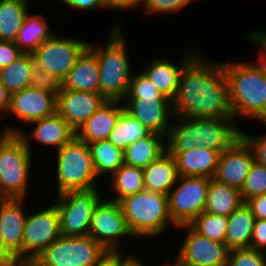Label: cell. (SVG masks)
<instances>
[{
    "instance_id": "cell-8",
    "label": "cell",
    "mask_w": 266,
    "mask_h": 266,
    "mask_svg": "<svg viewBox=\"0 0 266 266\" xmlns=\"http://www.w3.org/2000/svg\"><path fill=\"white\" fill-rule=\"evenodd\" d=\"M97 187L90 190L69 191L56 196V207L63 236L89 235L90 222L96 204L104 196Z\"/></svg>"
},
{
    "instance_id": "cell-46",
    "label": "cell",
    "mask_w": 266,
    "mask_h": 266,
    "mask_svg": "<svg viewBox=\"0 0 266 266\" xmlns=\"http://www.w3.org/2000/svg\"><path fill=\"white\" fill-rule=\"evenodd\" d=\"M62 2V5H66L67 8H73L76 11H92V10H101L103 8L102 0H59Z\"/></svg>"
},
{
    "instance_id": "cell-29",
    "label": "cell",
    "mask_w": 266,
    "mask_h": 266,
    "mask_svg": "<svg viewBox=\"0 0 266 266\" xmlns=\"http://www.w3.org/2000/svg\"><path fill=\"white\" fill-rule=\"evenodd\" d=\"M242 204L244 202L239 189L210 179L205 212L228 217Z\"/></svg>"
},
{
    "instance_id": "cell-17",
    "label": "cell",
    "mask_w": 266,
    "mask_h": 266,
    "mask_svg": "<svg viewBox=\"0 0 266 266\" xmlns=\"http://www.w3.org/2000/svg\"><path fill=\"white\" fill-rule=\"evenodd\" d=\"M254 162L251 148L240 138L220 154L213 179L241 190Z\"/></svg>"
},
{
    "instance_id": "cell-16",
    "label": "cell",
    "mask_w": 266,
    "mask_h": 266,
    "mask_svg": "<svg viewBox=\"0 0 266 266\" xmlns=\"http://www.w3.org/2000/svg\"><path fill=\"white\" fill-rule=\"evenodd\" d=\"M124 109L139 120L150 132L167 136L174 120L169 98L123 99Z\"/></svg>"
},
{
    "instance_id": "cell-21",
    "label": "cell",
    "mask_w": 266,
    "mask_h": 266,
    "mask_svg": "<svg viewBox=\"0 0 266 266\" xmlns=\"http://www.w3.org/2000/svg\"><path fill=\"white\" fill-rule=\"evenodd\" d=\"M27 199H11L0 212V235L5 247L16 257L23 259V234L27 212L23 206Z\"/></svg>"
},
{
    "instance_id": "cell-40",
    "label": "cell",
    "mask_w": 266,
    "mask_h": 266,
    "mask_svg": "<svg viewBox=\"0 0 266 266\" xmlns=\"http://www.w3.org/2000/svg\"><path fill=\"white\" fill-rule=\"evenodd\" d=\"M30 87L45 90L58 96L61 90V82L53 74L43 72L34 66L31 70Z\"/></svg>"
},
{
    "instance_id": "cell-20",
    "label": "cell",
    "mask_w": 266,
    "mask_h": 266,
    "mask_svg": "<svg viewBox=\"0 0 266 266\" xmlns=\"http://www.w3.org/2000/svg\"><path fill=\"white\" fill-rule=\"evenodd\" d=\"M32 124L34 127L29 134L24 129L18 133L30 151V144H32L30 142L33 141L41 146L46 145L49 148L52 146L58 151L76 136V131L57 112L33 121L28 126Z\"/></svg>"
},
{
    "instance_id": "cell-36",
    "label": "cell",
    "mask_w": 266,
    "mask_h": 266,
    "mask_svg": "<svg viewBox=\"0 0 266 266\" xmlns=\"http://www.w3.org/2000/svg\"><path fill=\"white\" fill-rule=\"evenodd\" d=\"M240 193L244 203L254 196L266 194L265 166L256 161L253 163Z\"/></svg>"
},
{
    "instance_id": "cell-28",
    "label": "cell",
    "mask_w": 266,
    "mask_h": 266,
    "mask_svg": "<svg viewBox=\"0 0 266 266\" xmlns=\"http://www.w3.org/2000/svg\"><path fill=\"white\" fill-rule=\"evenodd\" d=\"M254 222L255 216L246 203L228 216L226 246L229 250L251 248Z\"/></svg>"
},
{
    "instance_id": "cell-13",
    "label": "cell",
    "mask_w": 266,
    "mask_h": 266,
    "mask_svg": "<svg viewBox=\"0 0 266 266\" xmlns=\"http://www.w3.org/2000/svg\"><path fill=\"white\" fill-rule=\"evenodd\" d=\"M56 204L27 215L23 234V259H35L61 236Z\"/></svg>"
},
{
    "instance_id": "cell-47",
    "label": "cell",
    "mask_w": 266,
    "mask_h": 266,
    "mask_svg": "<svg viewBox=\"0 0 266 266\" xmlns=\"http://www.w3.org/2000/svg\"><path fill=\"white\" fill-rule=\"evenodd\" d=\"M245 203L251 209L255 219L266 220V194L254 196Z\"/></svg>"
},
{
    "instance_id": "cell-9",
    "label": "cell",
    "mask_w": 266,
    "mask_h": 266,
    "mask_svg": "<svg viewBox=\"0 0 266 266\" xmlns=\"http://www.w3.org/2000/svg\"><path fill=\"white\" fill-rule=\"evenodd\" d=\"M107 250L91 236L61 235L37 258L42 266H96Z\"/></svg>"
},
{
    "instance_id": "cell-55",
    "label": "cell",
    "mask_w": 266,
    "mask_h": 266,
    "mask_svg": "<svg viewBox=\"0 0 266 266\" xmlns=\"http://www.w3.org/2000/svg\"><path fill=\"white\" fill-rule=\"evenodd\" d=\"M256 121H260L263 123L262 125L266 126V104H265V110L264 112L256 119Z\"/></svg>"
},
{
    "instance_id": "cell-31",
    "label": "cell",
    "mask_w": 266,
    "mask_h": 266,
    "mask_svg": "<svg viewBox=\"0 0 266 266\" xmlns=\"http://www.w3.org/2000/svg\"><path fill=\"white\" fill-rule=\"evenodd\" d=\"M110 184L108 188L114 194L109 197L111 200L120 201L127 196L134 195L145 190L143 169L123 164L110 177ZM114 192V193H113Z\"/></svg>"
},
{
    "instance_id": "cell-48",
    "label": "cell",
    "mask_w": 266,
    "mask_h": 266,
    "mask_svg": "<svg viewBox=\"0 0 266 266\" xmlns=\"http://www.w3.org/2000/svg\"><path fill=\"white\" fill-rule=\"evenodd\" d=\"M145 0H102L103 8L112 9V10H128V9H137L139 6L144 4Z\"/></svg>"
},
{
    "instance_id": "cell-18",
    "label": "cell",
    "mask_w": 266,
    "mask_h": 266,
    "mask_svg": "<svg viewBox=\"0 0 266 266\" xmlns=\"http://www.w3.org/2000/svg\"><path fill=\"white\" fill-rule=\"evenodd\" d=\"M105 101L100 93L60 90L57 96V113L77 131Z\"/></svg>"
},
{
    "instance_id": "cell-6",
    "label": "cell",
    "mask_w": 266,
    "mask_h": 266,
    "mask_svg": "<svg viewBox=\"0 0 266 266\" xmlns=\"http://www.w3.org/2000/svg\"><path fill=\"white\" fill-rule=\"evenodd\" d=\"M57 195L69 191L90 190L99 180L89 145L76 136L56 151Z\"/></svg>"
},
{
    "instance_id": "cell-50",
    "label": "cell",
    "mask_w": 266,
    "mask_h": 266,
    "mask_svg": "<svg viewBox=\"0 0 266 266\" xmlns=\"http://www.w3.org/2000/svg\"><path fill=\"white\" fill-rule=\"evenodd\" d=\"M13 126L14 125H11L10 127V125L8 124V126L4 125V129L0 128V150L14 134H18L23 129L21 127L18 128L17 125L15 127Z\"/></svg>"
},
{
    "instance_id": "cell-1",
    "label": "cell",
    "mask_w": 266,
    "mask_h": 266,
    "mask_svg": "<svg viewBox=\"0 0 266 266\" xmlns=\"http://www.w3.org/2000/svg\"><path fill=\"white\" fill-rule=\"evenodd\" d=\"M198 53L183 69L172 101L174 117H232L223 62Z\"/></svg>"
},
{
    "instance_id": "cell-52",
    "label": "cell",
    "mask_w": 266,
    "mask_h": 266,
    "mask_svg": "<svg viewBox=\"0 0 266 266\" xmlns=\"http://www.w3.org/2000/svg\"><path fill=\"white\" fill-rule=\"evenodd\" d=\"M4 266H42L36 259L15 258L7 262Z\"/></svg>"
},
{
    "instance_id": "cell-37",
    "label": "cell",
    "mask_w": 266,
    "mask_h": 266,
    "mask_svg": "<svg viewBox=\"0 0 266 266\" xmlns=\"http://www.w3.org/2000/svg\"><path fill=\"white\" fill-rule=\"evenodd\" d=\"M144 98H167L153 84L151 80L140 71L135 76L132 74L129 91L124 99H144Z\"/></svg>"
},
{
    "instance_id": "cell-22",
    "label": "cell",
    "mask_w": 266,
    "mask_h": 266,
    "mask_svg": "<svg viewBox=\"0 0 266 266\" xmlns=\"http://www.w3.org/2000/svg\"><path fill=\"white\" fill-rule=\"evenodd\" d=\"M121 100H106L105 103L76 131V137L87 144L107 140L124 105ZM120 104V105H119Z\"/></svg>"
},
{
    "instance_id": "cell-39",
    "label": "cell",
    "mask_w": 266,
    "mask_h": 266,
    "mask_svg": "<svg viewBox=\"0 0 266 266\" xmlns=\"http://www.w3.org/2000/svg\"><path fill=\"white\" fill-rule=\"evenodd\" d=\"M195 1L197 0H145L142 8L145 15L149 17L158 14H176Z\"/></svg>"
},
{
    "instance_id": "cell-42",
    "label": "cell",
    "mask_w": 266,
    "mask_h": 266,
    "mask_svg": "<svg viewBox=\"0 0 266 266\" xmlns=\"http://www.w3.org/2000/svg\"><path fill=\"white\" fill-rule=\"evenodd\" d=\"M122 251H107L96 266H130L138 258L136 254H126Z\"/></svg>"
},
{
    "instance_id": "cell-19",
    "label": "cell",
    "mask_w": 266,
    "mask_h": 266,
    "mask_svg": "<svg viewBox=\"0 0 266 266\" xmlns=\"http://www.w3.org/2000/svg\"><path fill=\"white\" fill-rule=\"evenodd\" d=\"M194 49L192 45L190 49L185 50L183 52L184 55L179 59L181 62L177 61L178 64L176 62L173 63L167 57H162V59L156 57V59L145 65L141 71L164 96L173 101L178 91L180 76L184 67L199 53L197 47Z\"/></svg>"
},
{
    "instance_id": "cell-33",
    "label": "cell",
    "mask_w": 266,
    "mask_h": 266,
    "mask_svg": "<svg viewBox=\"0 0 266 266\" xmlns=\"http://www.w3.org/2000/svg\"><path fill=\"white\" fill-rule=\"evenodd\" d=\"M33 67L31 53H23L11 64L0 69V81L10 94L29 88Z\"/></svg>"
},
{
    "instance_id": "cell-5",
    "label": "cell",
    "mask_w": 266,
    "mask_h": 266,
    "mask_svg": "<svg viewBox=\"0 0 266 266\" xmlns=\"http://www.w3.org/2000/svg\"><path fill=\"white\" fill-rule=\"evenodd\" d=\"M119 204L135 239L161 236L170 223L177 228L170 218L165 194L144 190L121 199Z\"/></svg>"
},
{
    "instance_id": "cell-32",
    "label": "cell",
    "mask_w": 266,
    "mask_h": 266,
    "mask_svg": "<svg viewBox=\"0 0 266 266\" xmlns=\"http://www.w3.org/2000/svg\"><path fill=\"white\" fill-rule=\"evenodd\" d=\"M98 178L111 176L124 164V150L108 139L89 143Z\"/></svg>"
},
{
    "instance_id": "cell-3",
    "label": "cell",
    "mask_w": 266,
    "mask_h": 266,
    "mask_svg": "<svg viewBox=\"0 0 266 266\" xmlns=\"http://www.w3.org/2000/svg\"><path fill=\"white\" fill-rule=\"evenodd\" d=\"M223 68L229 83L232 117L256 120L265 110L266 69L254 62H226Z\"/></svg>"
},
{
    "instance_id": "cell-44",
    "label": "cell",
    "mask_w": 266,
    "mask_h": 266,
    "mask_svg": "<svg viewBox=\"0 0 266 266\" xmlns=\"http://www.w3.org/2000/svg\"><path fill=\"white\" fill-rule=\"evenodd\" d=\"M266 220L255 219L251 248L266 253Z\"/></svg>"
},
{
    "instance_id": "cell-43",
    "label": "cell",
    "mask_w": 266,
    "mask_h": 266,
    "mask_svg": "<svg viewBox=\"0 0 266 266\" xmlns=\"http://www.w3.org/2000/svg\"><path fill=\"white\" fill-rule=\"evenodd\" d=\"M23 52L12 41L0 40V69L18 59Z\"/></svg>"
},
{
    "instance_id": "cell-49",
    "label": "cell",
    "mask_w": 266,
    "mask_h": 266,
    "mask_svg": "<svg viewBox=\"0 0 266 266\" xmlns=\"http://www.w3.org/2000/svg\"><path fill=\"white\" fill-rule=\"evenodd\" d=\"M11 94L0 81V118L7 117Z\"/></svg>"
},
{
    "instance_id": "cell-45",
    "label": "cell",
    "mask_w": 266,
    "mask_h": 266,
    "mask_svg": "<svg viewBox=\"0 0 266 266\" xmlns=\"http://www.w3.org/2000/svg\"><path fill=\"white\" fill-rule=\"evenodd\" d=\"M259 30V31H258ZM251 31L246 37V40H250L251 43L253 42L254 45L258 46L260 50L258 59L255 60L264 68L266 69V31H262L260 29Z\"/></svg>"
},
{
    "instance_id": "cell-10",
    "label": "cell",
    "mask_w": 266,
    "mask_h": 266,
    "mask_svg": "<svg viewBox=\"0 0 266 266\" xmlns=\"http://www.w3.org/2000/svg\"><path fill=\"white\" fill-rule=\"evenodd\" d=\"M56 33L31 53L34 66L53 74L60 82L75 66L78 58L89 47L90 41L60 36Z\"/></svg>"
},
{
    "instance_id": "cell-30",
    "label": "cell",
    "mask_w": 266,
    "mask_h": 266,
    "mask_svg": "<svg viewBox=\"0 0 266 266\" xmlns=\"http://www.w3.org/2000/svg\"><path fill=\"white\" fill-rule=\"evenodd\" d=\"M29 1L0 0V40L12 42L16 40L25 16L30 11Z\"/></svg>"
},
{
    "instance_id": "cell-7",
    "label": "cell",
    "mask_w": 266,
    "mask_h": 266,
    "mask_svg": "<svg viewBox=\"0 0 266 266\" xmlns=\"http://www.w3.org/2000/svg\"><path fill=\"white\" fill-rule=\"evenodd\" d=\"M32 156V151L18 134H14L0 150V182L12 199L28 198Z\"/></svg>"
},
{
    "instance_id": "cell-38",
    "label": "cell",
    "mask_w": 266,
    "mask_h": 266,
    "mask_svg": "<svg viewBox=\"0 0 266 266\" xmlns=\"http://www.w3.org/2000/svg\"><path fill=\"white\" fill-rule=\"evenodd\" d=\"M227 266H266V253L253 248L229 251Z\"/></svg>"
},
{
    "instance_id": "cell-54",
    "label": "cell",
    "mask_w": 266,
    "mask_h": 266,
    "mask_svg": "<svg viewBox=\"0 0 266 266\" xmlns=\"http://www.w3.org/2000/svg\"><path fill=\"white\" fill-rule=\"evenodd\" d=\"M173 263L168 262L158 266H185L177 257L173 259Z\"/></svg>"
},
{
    "instance_id": "cell-12",
    "label": "cell",
    "mask_w": 266,
    "mask_h": 266,
    "mask_svg": "<svg viewBox=\"0 0 266 266\" xmlns=\"http://www.w3.org/2000/svg\"><path fill=\"white\" fill-rule=\"evenodd\" d=\"M104 195L96 204L91 218L89 236L107 251H121V239H134L118 201Z\"/></svg>"
},
{
    "instance_id": "cell-57",
    "label": "cell",
    "mask_w": 266,
    "mask_h": 266,
    "mask_svg": "<svg viewBox=\"0 0 266 266\" xmlns=\"http://www.w3.org/2000/svg\"><path fill=\"white\" fill-rule=\"evenodd\" d=\"M6 202H8V201H0V212H1V209H2L3 205H4Z\"/></svg>"
},
{
    "instance_id": "cell-4",
    "label": "cell",
    "mask_w": 266,
    "mask_h": 266,
    "mask_svg": "<svg viewBox=\"0 0 266 266\" xmlns=\"http://www.w3.org/2000/svg\"><path fill=\"white\" fill-rule=\"evenodd\" d=\"M122 29L120 23L110 29L106 46L98 42L89 44V48L97 55L100 94L106 100L122 101L127 96L133 74Z\"/></svg>"
},
{
    "instance_id": "cell-34",
    "label": "cell",
    "mask_w": 266,
    "mask_h": 266,
    "mask_svg": "<svg viewBox=\"0 0 266 266\" xmlns=\"http://www.w3.org/2000/svg\"><path fill=\"white\" fill-rule=\"evenodd\" d=\"M150 133V130L139 120L123 109L108 140L116 147L124 150L130 144L148 136Z\"/></svg>"
},
{
    "instance_id": "cell-14",
    "label": "cell",
    "mask_w": 266,
    "mask_h": 266,
    "mask_svg": "<svg viewBox=\"0 0 266 266\" xmlns=\"http://www.w3.org/2000/svg\"><path fill=\"white\" fill-rule=\"evenodd\" d=\"M177 228L187 231L177 254V258L185 266H227L230 250L226 244L201 236L189 225H181Z\"/></svg>"
},
{
    "instance_id": "cell-56",
    "label": "cell",
    "mask_w": 266,
    "mask_h": 266,
    "mask_svg": "<svg viewBox=\"0 0 266 266\" xmlns=\"http://www.w3.org/2000/svg\"><path fill=\"white\" fill-rule=\"evenodd\" d=\"M130 266H147V265H145L143 259L137 258Z\"/></svg>"
},
{
    "instance_id": "cell-35",
    "label": "cell",
    "mask_w": 266,
    "mask_h": 266,
    "mask_svg": "<svg viewBox=\"0 0 266 266\" xmlns=\"http://www.w3.org/2000/svg\"><path fill=\"white\" fill-rule=\"evenodd\" d=\"M228 217L203 211L189 226L201 236L226 244Z\"/></svg>"
},
{
    "instance_id": "cell-51",
    "label": "cell",
    "mask_w": 266,
    "mask_h": 266,
    "mask_svg": "<svg viewBox=\"0 0 266 266\" xmlns=\"http://www.w3.org/2000/svg\"><path fill=\"white\" fill-rule=\"evenodd\" d=\"M16 257L5 247L3 239L0 235V263L4 266L7 262L15 259Z\"/></svg>"
},
{
    "instance_id": "cell-2",
    "label": "cell",
    "mask_w": 266,
    "mask_h": 266,
    "mask_svg": "<svg viewBox=\"0 0 266 266\" xmlns=\"http://www.w3.org/2000/svg\"><path fill=\"white\" fill-rule=\"evenodd\" d=\"M174 118L166 136V151L173 156L194 147L222 153L241 138V129L233 117Z\"/></svg>"
},
{
    "instance_id": "cell-27",
    "label": "cell",
    "mask_w": 266,
    "mask_h": 266,
    "mask_svg": "<svg viewBox=\"0 0 266 266\" xmlns=\"http://www.w3.org/2000/svg\"><path fill=\"white\" fill-rule=\"evenodd\" d=\"M30 12L26 14L24 23L14 41L23 53L34 52L44 41L55 34L51 30L46 16Z\"/></svg>"
},
{
    "instance_id": "cell-15",
    "label": "cell",
    "mask_w": 266,
    "mask_h": 266,
    "mask_svg": "<svg viewBox=\"0 0 266 266\" xmlns=\"http://www.w3.org/2000/svg\"><path fill=\"white\" fill-rule=\"evenodd\" d=\"M57 112V96L36 88H25L11 94L7 115L18 119L25 126Z\"/></svg>"
},
{
    "instance_id": "cell-26",
    "label": "cell",
    "mask_w": 266,
    "mask_h": 266,
    "mask_svg": "<svg viewBox=\"0 0 266 266\" xmlns=\"http://www.w3.org/2000/svg\"><path fill=\"white\" fill-rule=\"evenodd\" d=\"M166 152V137L151 132L124 149V164L146 168Z\"/></svg>"
},
{
    "instance_id": "cell-41",
    "label": "cell",
    "mask_w": 266,
    "mask_h": 266,
    "mask_svg": "<svg viewBox=\"0 0 266 266\" xmlns=\"http://www.w3.org/2000/svg\"><path fill=\"white\" fill-rule=\"evenodd\" d=\"M241 138L251 148L255 161L266 167V133L253 137L241 130Z\"/></svg>"
},
{
    "instance_id": "cell-25",
    "label": "cell",
    "mask_w": 266,
    "mask_h": 266,
    "mask_svg": "<svg viewBox=\"0 0 266 266\" xmlns=\"http://www.w3.org/2000/svg\"><path fill=\"white\" fill-rule=\"evenodd\" d=\"M145 190L168 195L179 178L176 161L167 151L143 169Z\"/></svg>"
},
{
    "instance_id": "cell-11",
    "label": "cell",
    "mask_w": 266,
    "mask_h": 266,
    "mask_svg": "<svg viewBox=\"0 0 266 266\" xmlns=\"http://www.w3.org/2000/svg\"><path fill=\"white\" fill-rule=\"evenodd\" d=\"M210 178L179 176L168 193L169 215L178 227L189 225L205 208Z\"/></svg>"
},
{
    "instance_id": "cell-24",
    "label": "cell",
    "mask_w": 266,
    "mask_h": 266,
    "mask_svg": "<svg viewBox=\"0 0 266 266\" xmlns=\"http://www.w3.org/2000/svg\"><path fill=\"white\" fill-rule=\"evenodd\" d=\"M221 152L194 147L174 155L179 176L213 178Z\"/></svg>"
},
{
    "instance_id": "cell-23",
    "label": "cell",
    "mask_w": 266,
    "mask_h": 266,
    "mask_svg": "<svg viewBox=\"0 0 266 266\" xmlns=\"http://www.w3.org/2000/svg\"><path fill=\"white\" fill-rule=\"evenodd\" d=\"M97 55L88 47L61 82V90L100 93Z\"/></svg>"
},
{
    "instance_id": "cell-53",
    "label": "cell",
    "mask_w": 266,
    "mask_h": 266,
    "mask_svg": "<svg viewBox=\"0 0 266 266\" xmlns=\"http://www.w3.org/2000/svg\"><path fill=\"white\" fill-rule=\"evenodd\" d=\"M11 199L12 198L6 193L0 182V201H10Z\"/></svg>"
}]
</instances>
